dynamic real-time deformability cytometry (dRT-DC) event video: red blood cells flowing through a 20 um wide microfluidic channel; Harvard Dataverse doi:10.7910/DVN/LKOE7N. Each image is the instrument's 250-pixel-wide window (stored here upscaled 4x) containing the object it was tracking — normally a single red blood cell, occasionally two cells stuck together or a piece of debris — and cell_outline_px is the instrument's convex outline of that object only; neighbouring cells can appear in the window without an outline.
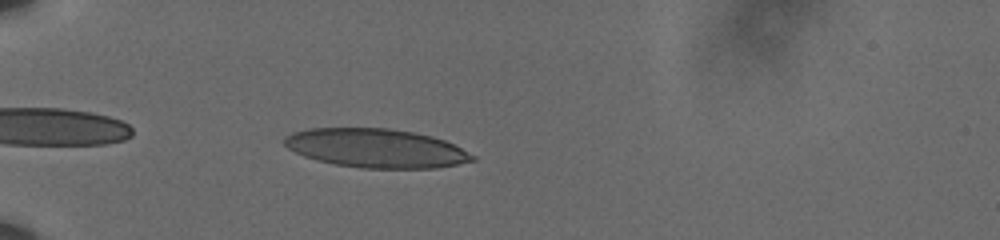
{"species": "human", "species_latin": "Homo sapiens", "temperature_condition": "cold", "stored_images_in_passage": 43, "camera_frame_rate_fps": 3000, "um_per_image_px": 0.085, "donor": {"sex": "male"}, "frame": {"image": 1, "passage_image": 3, "time_ms": 0.667, "image_size_px": [1000, 240], "cell_outline_px": [[476, 160], [436, 168], [360, 168], [336, 164], [316, 160], [304, 156], [288, 148], [284, 144], [284, 136], [292, 132], [312, 128], [388, 128], [412, 132], [432, 136], [444, 140], [476, 156]], "centroid_in_image_um": [31.94, 12.59], "position_along_channel_um": 53.1, "area_um2": 42.43}}
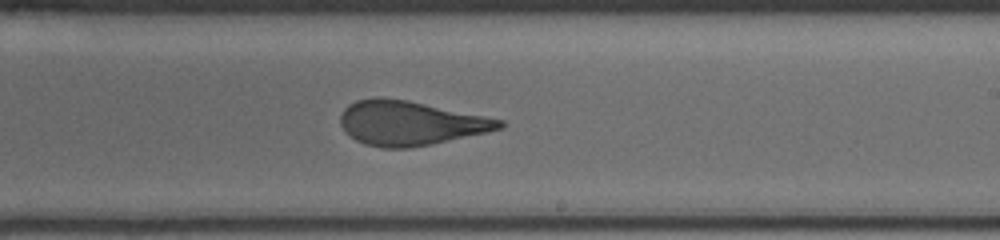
{"frame": {"image": 2, "passage_image": 22, "time_ms": 7.0, "image_size_px": [1000, 240], "cell_outline_px": [[504, 128], [488, 132], [408, 148], [384, 148], [364, 144], [356, 140], [340, 124], [340, 116], [344, 108], [348, 104], [356, 100], [376, 96], [408, 100], [504, 120]], "centroid_in_image_um": [34.85, 10.44], "position_along_channel_um": 254.1, "area_um2": 40.86}}
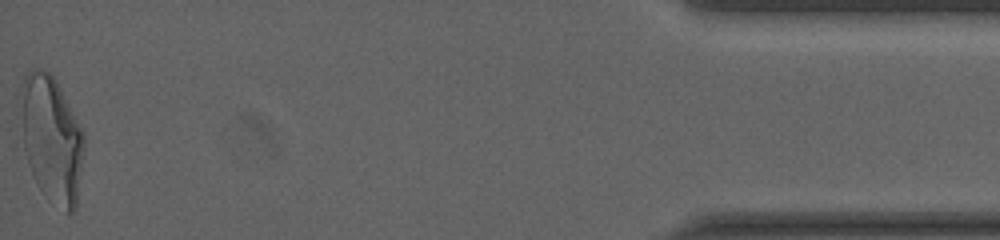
{"frame": {"image": 3, "passage_image": 43, "time_ms": 14.0, "image_size_px": [1000, 240], "cell_outline_px": [[84, 148], [76, 208], [72, 212], [64, 212], [48, 200], [44, 196], [36, 184], [28, 164], [24, 148], [16, 104], [24, 76], [28, 72], [36, 68], [44, 68], [56, 80], [84, 132]], "centroid_in_image_um": [4.33, 11.79], "position_along_channel_um": 430.9, "area_um2": 47.8}, "authors_computed_cell_mechanics": {"area_um2": 42.194, "velocity_mm_per_s": 3.6076, "shape_relaxation_time_tau1_ms": null, "shape_relaxation_time_tau2_ms": 0.9699, "deformation_change_tau1": null, "deformation_change_tau2": 0.1017}}